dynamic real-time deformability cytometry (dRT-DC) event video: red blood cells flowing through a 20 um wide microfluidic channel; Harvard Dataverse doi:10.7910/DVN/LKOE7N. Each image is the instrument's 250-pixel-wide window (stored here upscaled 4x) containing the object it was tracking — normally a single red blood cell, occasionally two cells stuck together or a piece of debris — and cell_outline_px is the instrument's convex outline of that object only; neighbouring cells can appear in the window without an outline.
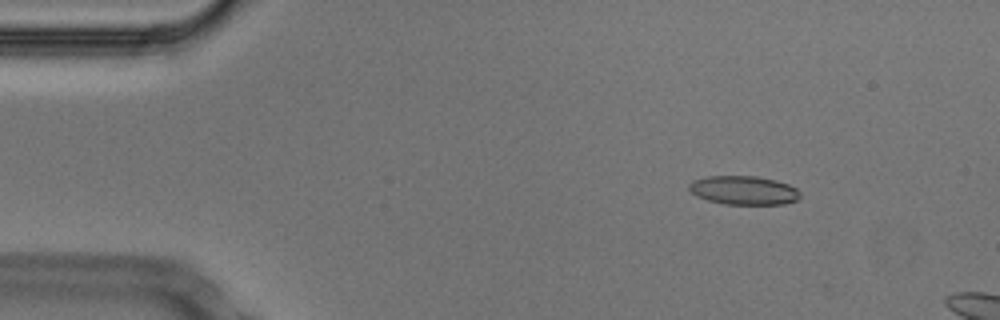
{"species": "Egyptian fruit bat (a non-hibernating species)", "species_latin": "Rousettus aegyptiacus", "temperature_condition": "cold", "stored_images_in_passage": 2, "camera_frame_rate_fps": 3000, "um_per_image_px": 0.085, "animal": {"sex": "male"}, "frame": {"image": 1, "passage_image": 1, "time_ms": 0.0, "image_size_px": [1000, 320], "cell_outline_px": [[800, 196], [796, 200], [784, 204], [724, 204], [708, 200], [696, 196], [688, 188], [688, 184], [692, 180], [708, 176], [756, 176], [776, 180], [788, 184], [796, 188], [800, 192]], "centroid_in_image_um": [63.2, 16.17], "position_along_channel_um": 21.8, "area_um2": 18.67}}